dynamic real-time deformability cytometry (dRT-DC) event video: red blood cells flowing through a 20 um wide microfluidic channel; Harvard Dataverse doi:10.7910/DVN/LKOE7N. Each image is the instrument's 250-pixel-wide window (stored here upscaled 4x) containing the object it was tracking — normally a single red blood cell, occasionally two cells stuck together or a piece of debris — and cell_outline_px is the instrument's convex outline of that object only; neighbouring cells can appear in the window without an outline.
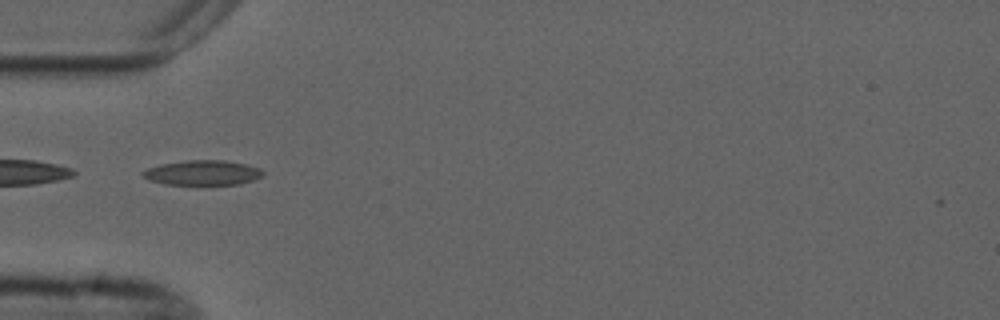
{"species": "common noctule bat (a hibernating species)", "species_latin": "Nyctalus noctula", "temperature_condition": "cold", "stored_images_in_passage": 3, "camera_frame_rate_fps": 3000, "um_per_image_px": 0.085, "animal": {"sex": "male", "forearm_length_mm": 52.5}, "frame": {"image": 1, "passage_image": 2, "time_ms": 1.333, "image_size_px": [1000, 320], "cell_outline_px": [[264, 176], [240, 184], [164, 184], [148, 180], [140, 172], [148, 168], [160, 164], [188, 160], [224, 160], [244, 164], [260, 168], [264, 172]], "centroid_in_image_um": [17.22, 14.68], "position_along_channel_um": 67.8, "area_um2": 17.34}}
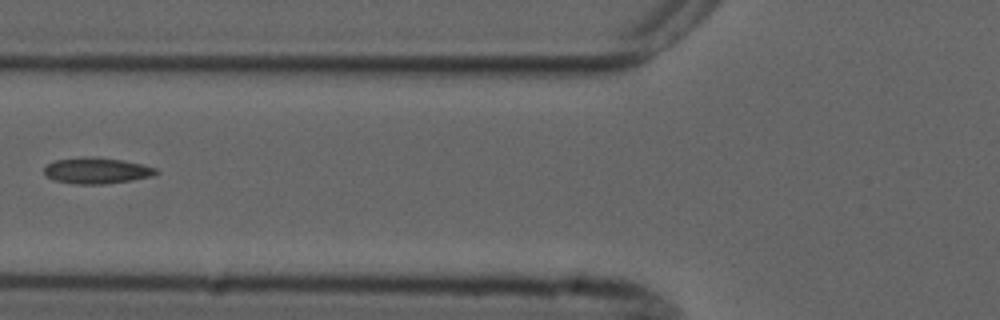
{"frame": {"image": 2, "passage_image": 3, "time_ms": 2.667, "image_size_px": [1000, 320], "cell_outline_px": [[160, 172], [152, 176], [108, 184], [72, 184], [52, 180], [44, 172], [44, 168], [48, 164], [56, 160], [120, 160], [140, 164], [156, 168]], "centroid_in_image_um": [8.24, 14.57], "position_along_channel_um": 117.6, "area_um2": 15.95}}